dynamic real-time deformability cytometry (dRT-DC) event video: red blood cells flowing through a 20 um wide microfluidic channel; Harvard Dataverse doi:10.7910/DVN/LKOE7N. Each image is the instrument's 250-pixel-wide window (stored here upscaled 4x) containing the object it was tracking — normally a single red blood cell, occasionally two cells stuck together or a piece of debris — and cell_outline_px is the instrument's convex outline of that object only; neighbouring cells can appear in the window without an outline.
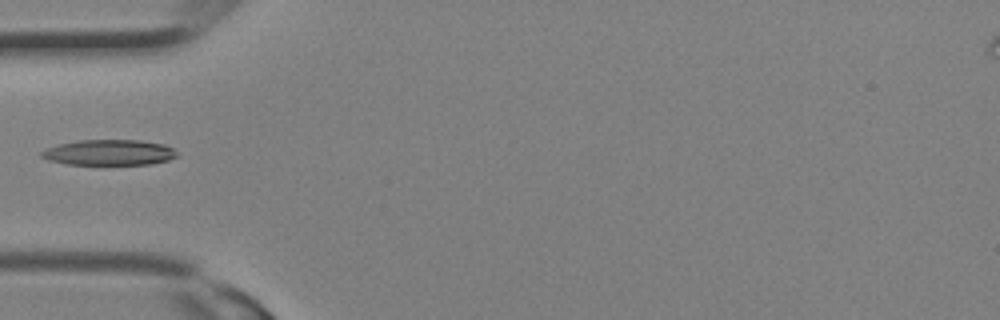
{"species": "Egyptian fruit bat (a non-hibernating species)", "species_latin": "Rousettus aegyptiacus", "temperature_condition": "room temperature", "stored_images_in_passage": 11, "camera_frame_rate_fps": 3000, "um_per_image_px": 0.085, "animal": {"sex": "female"}, "frame": {"image": 1, "passage_image": 10, "time_ms": 3.0, "image_size_px": [1000, 320], "cell_outline_px": [[176, 156], [168, 160], [152, 164], [68, 164], [48, 160], [40, 156], [40, 152], [44, 148], [60, 144], [80, 140], [140, 140], [164, 144], [172, 148], [176, 152]], "centroid_in_image_um": [9.25, 12.96], "position_along_channel_um": 75.7, "area_um2": 20.11}}